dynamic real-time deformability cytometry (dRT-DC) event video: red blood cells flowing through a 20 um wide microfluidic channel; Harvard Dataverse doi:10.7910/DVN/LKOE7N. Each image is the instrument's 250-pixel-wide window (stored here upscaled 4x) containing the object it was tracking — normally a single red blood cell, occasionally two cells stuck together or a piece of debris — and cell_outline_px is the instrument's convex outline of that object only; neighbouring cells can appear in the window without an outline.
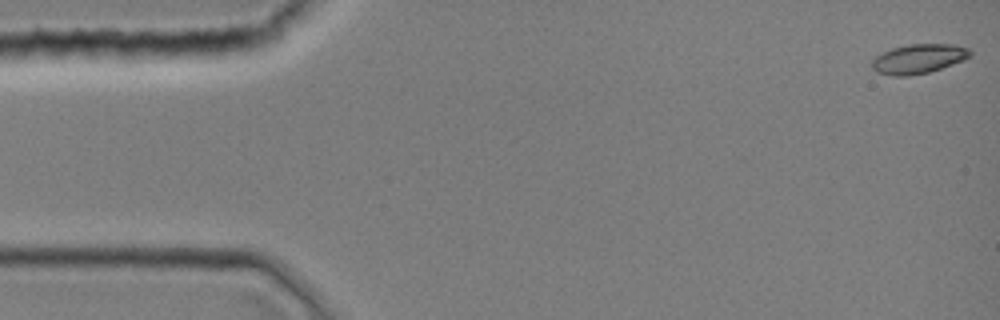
{"species": "common noctule bat (a hibernating species)", "species_latin": "Nyctalus noctula", "temperature_condition": "room temperature", "stored_images_in_passage": 44, "camera_frame_rate_fps": 3000, "um_per_image_px": 0.085, "animal": {"sex": "female", "body_mass_g": 19.0, "forearm_length_mm": 51.5}, "frame": {"image": 1, "passage_image": 1, "time_ms": 0.0, "image_size_px": [1000, 320], "cell_outline_px": [[972, 56], [964, 60], [928, 72], [908, 76], [892, 76], [876, 72], [872, 68], [872, 60], [880, 52], [892, 48], [908, 44], [956, 44], [968, 48], [972, 52]], "centroid_in_image_um": [78.07, 4.99], "position_along_channel_um": 6.9, "area_um2": 16.99}}
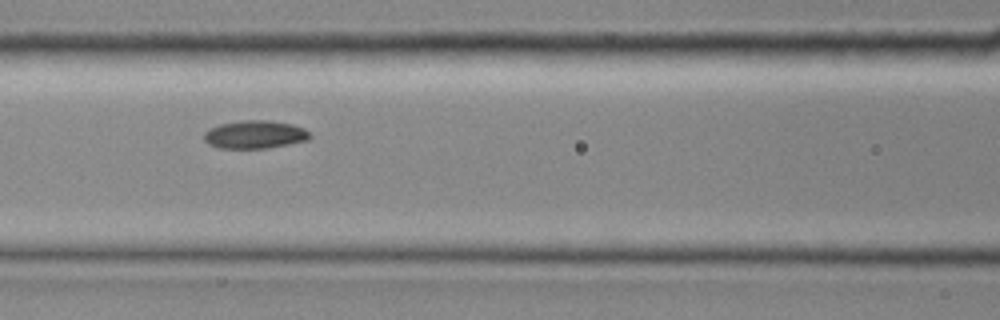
{"frame": {"image": 2, "passage_image": 19, "time_ms": 6.0, "image_size_px": [1000, 320], "cell_outline_px": [[312, 136], [308, 140], [268, 148], [220, 148], [208, 144], [204, 140], [204, 132], [220, 124], [240, 120], [268, 120], [292, 124], [304, 128]], "centroid_in_image_um": [21.67, 11.43], "position_along_channel_um": 144.9, "area_um2": 17.28}}
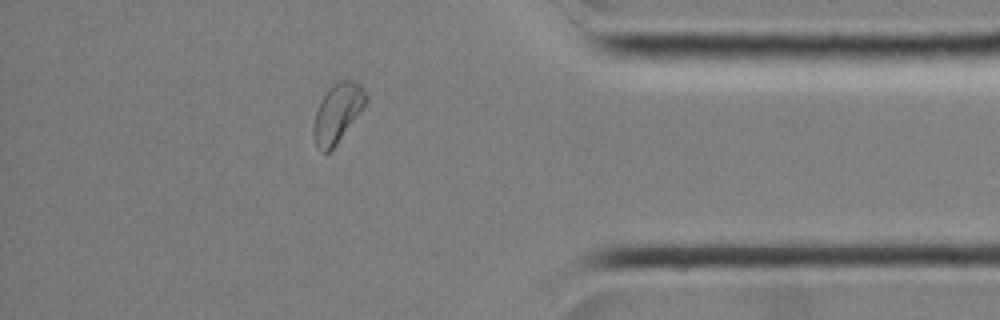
{"frame": {"image": 3, "passage_image": 38, "time_ms": 12.333, "image_size_px": [1000, 320], "cell_outline_px": [[368, 100], [336, 144], [328, 152], [320, 152], [316, 148], [312, 132], [312, 128], [316, 112], [320, 100], [336, 80], [356, 80], [364, 88], [368, 96]], "centroid_in_image_um": [28.67, 9.58], "position_along_channel_um": 406.5, "area_um2": 17.92}}